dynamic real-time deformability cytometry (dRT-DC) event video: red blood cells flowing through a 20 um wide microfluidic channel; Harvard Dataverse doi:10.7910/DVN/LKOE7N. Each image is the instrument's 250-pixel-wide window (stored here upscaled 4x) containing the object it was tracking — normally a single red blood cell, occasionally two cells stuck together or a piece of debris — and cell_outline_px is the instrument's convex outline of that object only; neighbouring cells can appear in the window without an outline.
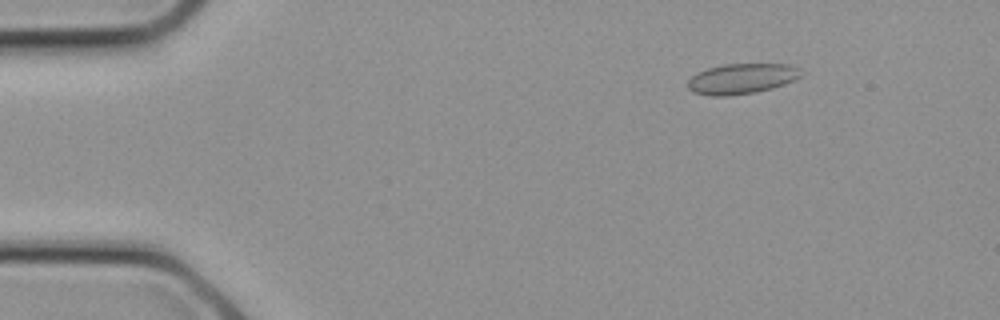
{"species": "common noctule bat (a hibernating species)", "species_latin": "Nyctalus noctula", "temperature_condition": "cold", "stored_images_in_passage": 15, "camera_frame_rate_fps": 3000, "um_per_image_px": 0.085, "animal": {"sex": "female", "body_mass_g": 21.9}, "frame": {"image": 1, "passage_image": 3, "time_ms": 0.667, "image_size_px": [1000, 320], "cell_outline_px": [[800, 76], [796, 80], [772, 88], [756, 92], [728, 96], [708, 96], [692, 92], [688, 88], [688, 80], [696, 72], [708, 68], [724, 64], [788, 64], [796, 68]], "centroid_in_image_um": [62.98, 6.7], "position_along_channel_um": 22.0, "area_um2": 20.0}}
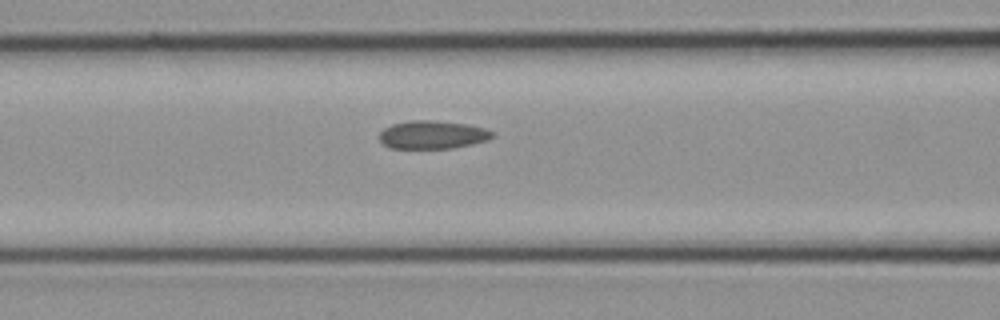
{"frame": {"image": 2, "passage_image": 10, "time_ms": 3.0, "image_size_px": [1000, 320], "cell_outline_px": [[496, 132], [488, 140], [472, 144], [452, 148], [392, 148], [384, 144], [380, 140], [380, 132], [384, 128], [392, 124], [412, 120], [432, 120], [468, 124], [484, 128]], "centroid_in_image_um": [36.79, 11.44], "position_along_channel_um": 129.8, "area_um2": 18.5}}
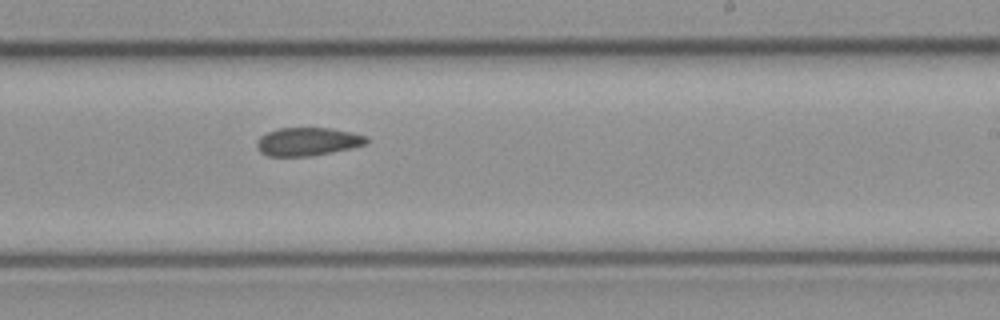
{"frame": {"image": 3, "passage_image": 15, "time_ms": 4.667, "image_size_px": [1000, 320], "cell_outline_px": [[368, 144], [352, 148], [312, 156], [268, 156], [260, 152], [256, 148], [256, 140], [260, 136], [268, 132], [280, 128], [328, 128], [368, 136]], "centroid_in_image_um": [26.14, 12.05], "position_along_channel_um": 262.9, "area_um2": 18.09}}